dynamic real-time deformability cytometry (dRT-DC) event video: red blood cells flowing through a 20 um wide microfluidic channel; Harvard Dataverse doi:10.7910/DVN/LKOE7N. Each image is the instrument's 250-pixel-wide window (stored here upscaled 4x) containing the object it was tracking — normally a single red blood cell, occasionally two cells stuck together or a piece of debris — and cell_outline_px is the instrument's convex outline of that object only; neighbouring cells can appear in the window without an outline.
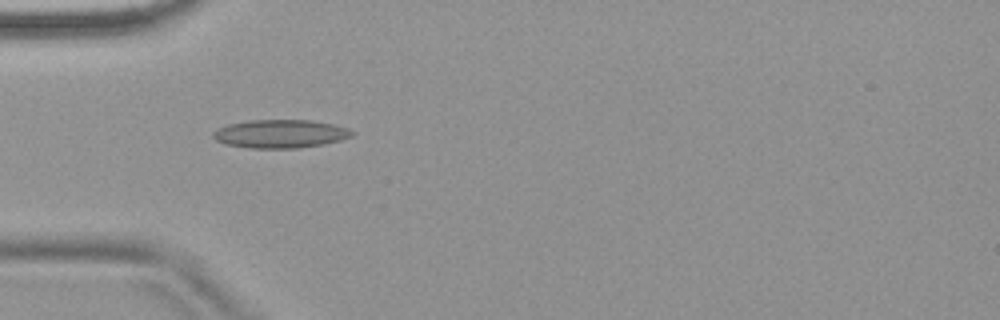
{"species": "common noctule bat (a hibernating species)", "species_latin": "Nyctalus noctula", "temperature_condition": "warm", "stored_images_in_passage": 4, "camera_frame_rate_fps": 3000, "um_per_image_px": 0.085, "animal": {"sex": "female", "body_mass_g": 18.4}, "frame": {"image": 1, "passage_image": 3, "time_ms": 3.333, "image_size_px": [1000, 320], "cell_outline_px": [[356, 132], [352, 136], [340, 140], [324, 144], [300, 148], [248, 148], [224, 144], [216, 140], [212, 136], [212, 132], [216, 128], [228, 124], [252, 120], [312, 120], [332, 124], [348, 128]], "centroid_in_image_um": [23.82, 11.37], "position_along_channel_um": 61.2, "area_um2": 23.12}}